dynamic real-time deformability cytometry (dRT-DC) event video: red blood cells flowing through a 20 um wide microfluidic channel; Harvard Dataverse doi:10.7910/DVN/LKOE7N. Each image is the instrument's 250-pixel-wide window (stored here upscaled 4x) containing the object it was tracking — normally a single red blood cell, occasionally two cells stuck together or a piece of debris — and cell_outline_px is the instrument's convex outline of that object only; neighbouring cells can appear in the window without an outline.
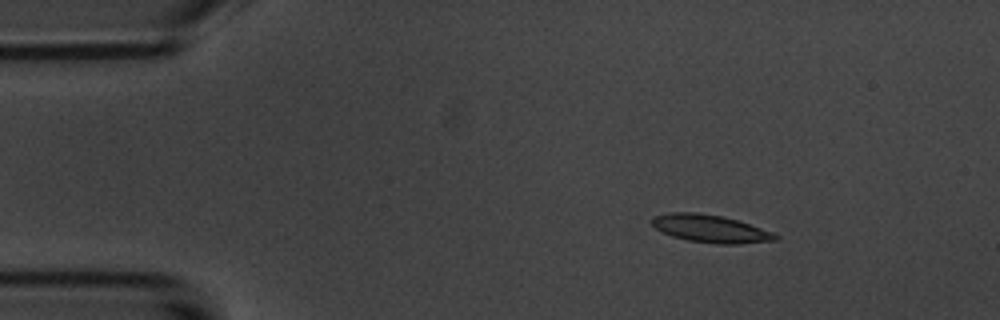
{"species": "common noctule bat (a hibernating species)", "species_latin": "Nyctalus noctula", "temperature_condition": "room temperature", "stored_images_in_passage": 5, "camera_frame_rate_fps": 3000, "um_per_image_px": 0.085, "animal": {"sex": "male", "body_mass_g": 20.1, "forearm_length_mm": 53.5}, "frame": {"image": 1, "passage_image": 3, "time_ms": 2.333, "image_size_px": [1000, 320], "cell_outline_px": [[780, 236], [776, 240], [740, 244], [716, 244], [688, 240], [672, 236], [660, 232], [648, 220], [652, 216], [668, 212], [696, 212], [724, 216], [772, 232]], "centroid_in_image_um": [60.32, 19.43], "position_along_channel_um": 24.7, "area_um2": 20.06}}